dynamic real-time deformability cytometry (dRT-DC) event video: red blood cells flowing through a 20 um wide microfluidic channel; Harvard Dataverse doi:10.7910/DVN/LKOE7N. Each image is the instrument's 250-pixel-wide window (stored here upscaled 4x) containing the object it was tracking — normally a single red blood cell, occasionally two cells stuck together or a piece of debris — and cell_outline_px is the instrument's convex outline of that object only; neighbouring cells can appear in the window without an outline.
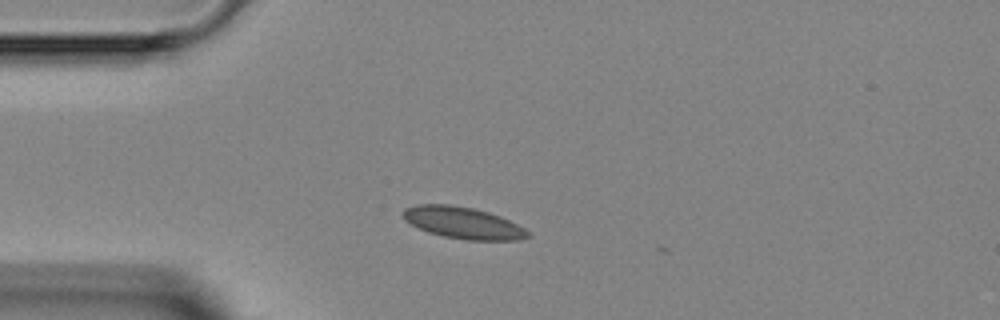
{"species": "Egyptian fruit bat (a non-hibernating species)", "species_latin": "Rousettus aegyptiacus", "temperature_condition": "room temperature", "stored_images_in_passage": 2, "camera_frame_rate_fps": 3000, "um_per_image_px": 0.085, "animal": {"sex": "female"}, "frame": {"image": 1, "passage_image": 1, "time_ms": 0.0, "image_size_px": [1000, 320], "cell_outline_px": [[532, 236], [520, 240], [468, 240], [444, 236], [428, 232], [404, 220], [400, 216], [400, 212], [404, 208], [416, 204], [452, 204], [472, 208], [488, 212], [500, 216], [524, 228]], "centroid_in_image_um": [39.32, 18.93], "position_along_channel_um": 45.7, "area_um2": 23.12}}